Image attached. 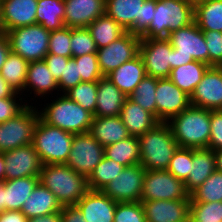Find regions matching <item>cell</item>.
Segmentation results:
<instances>
[{
  "label": "cell",
  "instance_id": "e575fe53",
  "mask_svg": "<svg viewBox=\"0 0 222 222\" xmlns=\"http://www.w3.org/2000/svg\"><path fill=\"white\" fill-rule=\"evenodd\" d=\"M104 156L125 167L140 163V147L136 136H129L104 147Z\"/></svg>",
  "mask_w": 222,
  "mask_h": 222
},
{
  "label": "cell",
  "instance_id": "91938a15",
  "mask_svg": "<svg viewBox=\"0 0 222 222\" xmlns=\"http://www.w3.org/2000/svg\"><path fill=\"white\" fill-rule=\"evenodd\" d=\"M216 170L222 172V149L214 151Z\"/></svg>",
  "mask_w": 222,
  "mask_h": 222
},
{
  "label": "cell",
  "instance_id": "d590c367",
  "mask_svg": "<svg viewBox=\"0 0 222 222\" xmlns=\"http://www.w3.org/2000/svg\"><path fill=\"white\" fill-rule=\"evenodd\" d=\"M87 28L95 41L97 49L108 46L126 32L106 13L93 21Z\"/></svg>",
  "mask_w": 222,
  "mask_h": 222
},
{
  "label": "cell",
  "instance_id": "94428289",
  "mask_svg": "<svg viewBox=\"0 0 222 222\" xmlns=\"http://www.w3.org/2000/svg\"><path fill=\"white\" fill-rule=\"evenodd\" d=\"M5 181V158L3 153H0V182Z\"/></svg>",
  "mask_w": 222,
  "mask_h": 222
},
{
  "label": "cell",
  "instance_id": "7a4b0ae2",
  "mask_svg": "<svg viewBox=\"0 0 222 222\" xmlns=\"http://www.w3.org/2000/svg\"><path fill=\"white\" fill-rule=\"evenodd\" d=\"M211 110L190 106L167 123L179 147L209 149Z\"/></svg>",
  "mask_w": 222,
  "mask_h": 222
},
{
  "label": "cell",
  "instance_id": "d6a6232c",
  "mask_svg": "<svg viewBox=\"0 0 222 222\" xmlns=\"http://www.w3.org/2000/svg\"><path fill=\"white\" fill-rule=\"evenodd\" d=\"M65 17L64 0H38L36 24L42 25L48 31L62 29Z\"/></svg>",
  "mask_w": 222,
  "mask_h": 222
},
{
  "label": "cell",
  "instance_id": "816d5d0a",
  "mask_svg": "<svg viewBox=\"0 0 222 222\" xmlns=\"http://www.w3.org/2000/svg\"><path fill=\"white\" fill-rule=\"evenodd\" d=\"M156 8V0H145L142 5L141 18L129 30L131 34L141 36L153 19V11Z\"/></svg>",
  "mask_w": 222,
  "mask_h": 222
},
{
  "label": "cell",
  "instance_id": "484cf974",
  "mask_svg": "<svg viewBox=\"0 0 222 222\" xmlns=\"http://www.w3.org/2000/svg\"><path fill=\"white\" fill-rule=\"evenodd\" d=\"M62 205L54 194L41 182L37 184L25 200L21 212L28 218H35L55 212H61Z\"/></svg>",
  "mask_w": 222,
  "mask_h": 222
},
{
  "label": "cell",
  "instance_id": "ee69618b",
  "mask_svg": "<svg viewBox=\"0 0 222 222\" xmlns=\"http://www.w3.org/2000/svg\"><path fill=\"white\" fill-rule=\"evenodd\" d=\"M167 170L183 182L188 178L191 171V149L178 147Z\"/></svg>",
  "mask_w": 222,
  "mask_h": 222
},
{
  "label": "cell",
  "instance_id": "d4e9b609",
  "mask_svg": "<svg viewBox=\"0 0 222 222\" xmlns=\"http://www.w3.org/2000/svg\"><path fill=\"white\" fill-rule=\"evenodd\" d=\"M145 76V67L138 55L133 60L121 64L106 77L129 97Z\"/></svg>",
  "mask_w": 222,
  "mask_h": 222
},
{
  "label": "cell",
  "instance_id": "6125c7cd",
  "mask_svg": "<svg viewBox=\"0 0 222 222\" xmlns=\"http://www.w3.org/2000/svg\"><path fill=\"white\" fill-rule=\"evenodd\" d=\"M4 211V181L0 182V212Z\"/></svg>",
  "mask_w": 222,
  "mask_h": 222
},
{
  "label": "cell",
  "instance_id": "681fc988",
  "mask_svg": "<svg viewBox=\"0 0 222 222\" xmlns=\"http://www.w3.org/2000/svg\"><path fill=\"white\" fill-rule=\"evenodd\" d=\"M80 82H82V80L81 76L79 75L78 63L71 58L67 62V65H65L63 74L57 80L59 93L65 94L71 88L77 86Z\"/></svg>",
  "mask_w": 222,
  "mask_h": 222
},
{
  "label": "cell",
  "instance_id": "f907efd6",
  "mask_svg": "<svg viewBox=\"0 0 222 222\" xmlns=\"http://www.w3.org/2000/svg\"><path fill=\"white\" fill-rule=\"evenodd\" d=\"M210 126L209 149L220 150L222 149V110H211Z\"/></svg>",
  "mask_w": 222,
  "mask_h": 222
},
{
  "label": "cell",
  "instance_id": "52a82bcc",
  "mask_svg": "<svg viewBox=\"0 0 222 222\" xmlns=\"http://www.w3.org/2000/svg\"><path fill=\"white\" fill-rule=\"evenodd\" d=\"M167 39L173 48L171 69L193 61L209 65V53L203 31L195 22L173 31Z\"/></svg>",
  "mask_w": 222,
  "mask_h": 222
},
{
  "label": "cell",
  "instance_id": "ba28073f",
  "mask_svg": "<svg viewBox=\"0 0 222 222\" xmlns=\"http://www.w3.org/2000/svg\"><path fill=\"white\" fill-rule=\"evenodd\" d=\"M40 118L36 105H27L14 118L0 124V153L32 144Z\"/></svg>",
  "mask_w": 222,
  "mask_h": 222
},
{
  "label": "cell",
  "instance_id": "83f0119b",
  "mask_svg": "<svg viewBox=\"0 0 222 222\" xmlns=\"http://www.w3.org/2000/svg\"><path fill=\"white\" fill-rule=\"evenodd\" d=\"M120 117L131 136H140L151 130L159 121L149 111L126 99Z\"/></svg>",
  "mask_w": 222,
  "mask_h": 222
},
{
  "label": "cell",
  "instance_id": "7402d4cb",
  "mask_svg": "<svg viewBox=\"0 0 222 222\" xmlns=\"http://www.w3.org/2000/svg\"><path fill=\"white\" fill-rule=\"evenodd\" d=\"M65 27H88L93 21L105 14L106 0H64Z\"/></svg>",
  "mask_w": 222,
  "mask_h": 222
},
{
  "label": "cell",
  "instance_id": "be15d7a7",
  "mask_svg": "<svg viewBox=\"0 0 222 222\" xmlns=\"http://www.w3.org/2000/svg\"><path fill=\"white\" fill-rule=\"evenodd\" d=\"M193 5H197L201 2L207 1V0H189Z\"/></svg>",
  "mask_w": 222,
  "mask_h": 222
},
{
  "label": "cell",
  "instance_id": "7bdbcfd3",
  "mask_svg": "<svg viewBox=\"0 0 222 222\" xmlns=\"http://www.w3.org/2000/svg\"><path fill=\"white\" fill-rule=\"evenodd\" d=\"M78 63L79 75L82 82H98L103 76L98 63L97 53L73 57Z\"/></svg>",
  "mask_w": 222,
  "mask_h": 222
},
{
  "label": "cell",
  "instance_id": "f1b7e54d",
  "mask_svg": "<svg viewBox=\"0 0 222 222\" xmlns=\"http://www.w3.org/2000/svg\"><path fill=\"white\" fill-rule=\"evenodd\" d=\"M39 176L15 178L4 181V211H21L25 200L30 196L37 184Z\"/></svg>",
  "mask_w": 222,
  "mask_h": 222
},
{
  "label": "cell",
  "instance_id": "cb8c5ba5",
  "mask_svg": "<svg viewBox=\"0 0 222 222\" xmlns=\"http://www.w3.org/2000/svg\"><path fill=\"white\" fill-rule=\"evenodd\" d=\"M216 170L214 151L208 148L191 149V171L184 181L185 188L191 194Z\"/></svg>",
  "mask_w": 222,
  "mask_h": 222
},
{
  "label": "cell",
  "instance_id": "b9f144b4",
  "mask_svg": "<svg viewBox=\"0 0 222 222\" xmlns=\"http://www.w3.org/2000/svg\"><path fill=\"white\" fill-rule=\"evenodd\" d=\"M70 48L72 58L84 54L97 53V46L87 27L71 28Z\"/></svg>",
  "mask_w": 222,
  "mask_h": 222
},
{
  "label": "cell",
  "instance_id": "2e32d148",
  "mask_svg": "<svg viewBox=\"0 0 222 222\" xmlns=\"http://www.w3.org/2000/svg\"><path fill=\"white\" fill-rule=\"evenodd\" d=\"M58 94H60L58 83L49 71L46 62L44 60L29 62L25 80V103L36 105V103H40V99L43 100Z\"/></svg>",
  "mask_w": 222,
  "mask_h": 222
},
{
  "label": "cell",
  "instance_id": "74e56055",
  "mask_svg": "<svg viewBox=\"0 0 222 222\" xmlns=\"http://www.w3.org/2000/svg\"><path fill=\"white\" fill-rule=\"evenodd\" d=\"M156 87L157 78L146 75L128 98L156 117Z\"/></svg>",
  "mask_w": 222,
  "mask_h": 222
},
{
  "label": "cell",
  "instance_id": "9c48e42d",
  "mask_svg": "<svg viewBox=\"0 0 222 222\" xmlns=\"http://www.w3.org/2000/svg\"><path fill=\"white\" fill-rule=\"evenodd\" d=\"M11 52L27 62L44 60L48 54L50 31L35 24L6 31Z\"/></svg>",
  "mask_w": 222,
  "mask_h": 222
},
{
  "label": "cell",
  "instance_id": "f35d334b",
  "mask_svg": "<svg viewBox=\"0 0 222 222\" xmlns=\"http://www.w3.org/2000/svg\"><path fill=\"white\" fill-rule=\"evenodd\" d=\"M191 202L222 201V172L215 170L190 194Z\"/></svg>",
  "mask_w": 222,
  "mask_h": 222
},
{
  "label": "cell",
  "instance_id": "4dcf8cb0",
  "mask_svg": "<svg viewBox=\"0 0 222 222\" xmlns=\"http://www.w3.org/2000/svg\"><path fill=\"white\" fill-rule=\"evenodd\" d=\"M209 67L205 63L193 61L171 69L169 79L179 89L191 96Z\"/></svg>",
  "mask_w": 222,
  "mask_h": 222
},
{
  "label": "cell",
  "instance_id": "db71d44e",
  "mask_svg": "<svg viewBox=\"0 0 222 222\" xmlns=\"http://www.w3.org/2000/svg\"><path fill=\"white\" fill-rule=\"evenodd\" d=\"M61 222H87L82 212L76 205L63 206L61 210Z\"/></svg>",
  "mask_w": 222,
  "mask_h": 222
},
{
  "label": "cell",
  "instance_id": "680465c9",
  "mask_svg": "<svg viewBox=\"0 0 222 222\" xmlns=\"http://www.w3.org/2000/svg\"><path fill=\"white\" fill-rule=\"evenodd\" d=\"M15 94L14 89L0 75V98L13 97Z\"/></svg>",
  "mask_w": 222,
  "mask_h": 222
},
{
  "label": "cell",
  "instance_id": "f546056e",
  "mask_svg": "<svg viewBox=\"0 0 222 222\" xmlns=\"http://www.w3.org/2000/svg\"><path fill=\"white\" fill-rule=\"evenodd\" d=\"M145 0H106L105 13L129 31L141 18Z\"/></svg>",
  "mask_w": 222,
  "mask_h": 222
},
{
  "label": "cell",
  "instance_id": "603a6c76",
  "mask_svg": "<svg viewBox=\"0 0 222 222\" xmlns=\"http://www.w3.org/2000/svg\"><path fill=\"white\" fill-rule=\"evenodd\" d=\"M128 97L106 76L98 81L97 102L94 117L120 116Z\"/></svg>",
  "mask_w": 222,
  "mask_h": 222
},
{
  "label": "cell",
  "instance_id": "f5cc1de1",
  "mask_svg": "<svg viewBox=\"0 0 222 222\" xmlns=\"http://www.w3.org/2000/svg\"><path fill=\"white\" fill-rule=\"evenodd\" d=\"M71 58L63 57L60 55H54L48 53L44 61L46 62L49 71L53 75L54 79L57 81L64 72L65 65Z\"/></svg>",
  "mask_w": 222,
  "mask_h": 222
},
{
  "label": "cell",
  "instance_id": "6f0895ef",
  "mask_svg": "<svg viewBox=\"0 0 222 222\" xmlns=\"http://www.w3.org/2000/svg\"><path fill=\"white\" fill-rule=\"evenodd\" d=\"M28 222H61V212L31 218Z\"/></svg>",
  "mask_w": 222,
  "mask_h": 222
},
{
  "label": "cell",
  "instance_id": "bcb514c9",
  "mask_svg": "<svg viewBox=\"0 0 222 222\" xmlns=\"http://www.w3.org/2000/svg\"><path fill=\"white\" fill-rule=\"evenodd\" d=\"M114 222H146L142 202H117Z\"/></svg>",
  "mask_w": 222,
  "mask_h": 222
},
{
  "label": "cell",
  "instance_id": "30bf717a",
  "mask_svg": "<svg viewBox=\"0 0 222 222\" xmlns=\"http://www.w3.org/2000/svg\"><path fill=\"white\" fill-rule=\"evenodd\" d=\"M189 197L184 182L168 170H146L140 201L180 200Z\"/></svg>",
  "mask_w": 222,
  "mask_h": 222
},
{
  "label": "cell",
  "instance_id": "9a60e30c",
  "mask_svg": "<svg viewBox=\"0 0 222 222\" xmlns=\"http://www.w3.org/2000/svg\"><path fill=\"white\" fill-rule=\"evenodd\" d=\"M156 119L168 122L191 106L190 96L179 89L169 78H157Z\"/></svg>",
  "mask_w": 222,
  "mask_h": 222
},
{
  "label": "cell",
  "instance_id": "11a10c76",
  "mask_svg": "<svg viewBox=\"0 0 222 222\" xmlns=\"http://www.w3.org/2000/svg\"><path fill=\"white\" fill-rule=\"evenodd\" d=\"M0 222H28V218L17 210H6L0 212Z\"/></svg>",
  "mask_w": 222,
  "mask_h": 222
},
{
  "label": "cell",
  "instance_id": "4316f807",
  "mask_svg": "<svg viewBox=\"0 0 222 222\" xmlns=\"http://www.w3.org/2000/svg\"><path fill=\"white\" fill-rule=\"evenodd\" d=\"M89 133L103 147L131 136L120 116L93 117Z\"/></svg>",
  "mask_w": 222,
  "mask_h": 222
},
{
  "label": "cell",
  "instance_id": "8d00e7d4",
  "mask_svg": "<svg viewBox=\"0 0 222 222\" xmlns=\"http://www.w3.org/2000/svg\"><path fill=\"white\" fill-rule=\"evenodd\" d=\"M124 168V165L104 156L87 177L88 188L91 190H103Z\"/></svg>",
  "mask_w": 222,
  "mask_h": 222
},
{
  "label": "cell",
  "instance_id": "5bb4252c",
  "mask_svg": "<svg viewBox=\"0 0 222 222\" xmlns=\"http://www.w3.org/2000/svg\"><path fill=\"white\" fill-rule=\"evenodd\" d=\"M145 172L140 163L125 167L102 191L116 202H140Z\"/></svg>",
  "mask_w": 222,
  "mask_h": 222
},
{
  "label": "cell",
  "instance_id": "ac0fdd59",
  "mask_svg": "<svg viewBox=\"0 0 222 222\" xmlns=\"http://www.w3.org/2000/svg\"><path fill=\"white\" fill-rule=\"evenodd\" d=\"M191 106L222 110V67L211 66L190 96Z\"/></svg>",
  "mask_w": 222,
  "mask_h": 222
},
{
  "label": "cell",
  "instance_id": "d6986e66",
  "mask_svg": "<svg viewBox=\"0 0 222 222\" xmlns=\"http://www.w3.org/2000/svg\"><path fill=\"white\" fill-rule=\"evenodd\" d=\"M141 202L146 222H190V197Z\"/></svg>",
  "mask_w": 222,
  "mask_h": 222
},
{
  "label": "cell",
  "instance_id": "3957f363",
  "mask_svg": "<svg viewBox=\"0 0 222 222\" xmlns=\"http://www.w3.org/2000/svg\"><path fill=\"white\" fill-rule=\"evenodd\" d=\"M40 182L47 187L63 206H72L89 190L87 177L66 164L43 165Z\"/></svg>",
  "mask_w": 222,
  "mask_h": 222
},
{
  "label": "cell",
  "instance_id": "7dc6e473",
  "mask_svg": "<svg viewBox=\"0 0 222 222\" xmlns=\"http://www.w3.org/2000/svg\"><path fill=\"white\" fill-rule=\"evenodd\" d=\"M209 53V66L222 67V32L203 31Z\"/></svg>",
  "mask_w": 222,
  "mask_h": 222
},
{
  "label": "cell",
  "instance_id": "836d02e7",
  "mask_svg": "<svg viewBox=\"0 0 222 222\" xmlns=\"http://www.w3.org/2000/svg\"><path fill=\"white\" fill-rule=\"evenodd\" d=\"M194 22L202 31L222 32V0H207L194 5Z\"/></svg>",
  "mask_w": 222,
  "mask_h": 222
},
{
  "label": "cell",
  "instance_id": "4fadbf2b",
  "mask_svg": "<svg viewBox=\"0 0 222 222\" xmlns=\"http://www.w3.org/2000/svg\"><path fill=\"white\" fill-rule=\"evenodd\" d=\"M104 157V147L89 132L75 134L66 165L88 177Z\"/></svg>",
  "mask_w": 222,
  "mask_h": 222
},
{
  "label": "cell",
  "instance_id": "f6af8a7d",
  "mask_svg": "<svg viewBox=\"0 0 222 222\" xmlns=\"http://www.w3.org/2000/svg\"><path fill=\"white\" fill-rule=\"evenodd\" d=\"M70 40L71 28L69 27L64 26L60 30L51 31L48 44V53L72 58Z\"/></svg>",
  "mask_w": 222,
  "mask_h": 222
},
{
  "label": "cell",
  "instance_id": "e0dca14e",
  "mask_svg": "<svg viewBox=\"0 0 222 222\" xmlns=\"http://www.w3.org/2000/svg\"><path fill=\"white\" fill-rule=\"evenodd\" d=\"M5 158V180L40 176L42 162L32 144L3 152Z\"/></svg>",
  "mask_w": 222,
  "mask_h": 222
},
{
  "label": "cell",
  "instance_id": "8992f818",
  "mask_svg": "<svg viewBox=\"0 0 222 222\" xmlns=\"http://www.w3.org/2000/svg\"><path fill=\"white\" fill-rule=\"evenodd\" d=\"M74 134L51 126L39 118L32 145L43 165L66 164L72 148Z\"/></svg>",
  "mask_w": 222,
  "mask_h": 222
},
{
  "label": "cell",
  "instance_id": "5b68a950",
  "mask_svg": "<svg viewBox=\"0 0 222 222\" xmlns=\"http://www.w3.org/2000/svg\"><path fill=\"white\" fill-rule=\"evenodd\" d=\"M194 22V5L189 0H156L153 19L140 36L147 39L168 38L173 31Z\"/></svg>",
  "mask_w": 222,
  "mask_h": 222
},
{
  "label": "cell",
  "instance_id": "6da1fadb",
  "mask_svg": "<svg viewBox=\"0 0 222 222\" xmlns=\"http://www.w3.org/2000/svg\"><path fill=\"white\" fill-rule=\"evenodd\" d=\"M40 102L36 106L39 109L40 118L45 123L74 135L89 132L93 114L65 94L48 97Z\"/></svg>",
  "mask_w": 222,
  "mask_h": 222
},
{
  "label": "cell",
  "instance_id": "ffe728a7",
  "mask_svg": "<svg viewBox=\"0 0 222 222\" xmlns=\"http://www.w3.org/2000/svg\"><path fill=\"white\" fill-rule=\"evenodd\" d=\"M38 0H2L0 30L10 31L36 24Z\"/></svg>",
  "mask_w": 222,
  "mask_h": 222
},
{
  "label": "cell",
  "instance_id": "8fae6325",
  "mask_svg": "<svg viewBox=\"0 0 222 222\" xmlns=\"http://www.w3.org/2000/svg\"><path fill=\"white\" fill-rule=\"evenodd\" d=\"M141 37L126 31L108 46L97 50L98 63L103 76H107L121 64L139 55Z\"/></svg>",
  "mask_w": 222,
  "mask_h": 222
},
{
  "label": "cell",
  "instance_id": "7c38bea8",
  "mask_svg": "<svg viewBox=\"0 0 222 222\" xmlns=\"http://www.w3.org/2000/svg\"><path fill=\"white\" fill-rule=\"evenodd\" d=\"M172 49L167 38H141L139 56L143 61L146 75L156 78H169Z\"/></svg>",
  "mask_w": 222,
  "mask_h": 222
},
{
  "label": "cell",
  "instance_id": "ab89813d",
  "mask_svg": "<svg viewBox=\"0 0 222 222\" xmlns=\"http://www.w3.org/2000/svg\"><path fill=\"white\" fill-rule=\"evenodd\" d=\"M98 82H80L65 93L71 100L82 108L95 114Z\"/></svg>",
  "mask_w": 222,
  "mask_h": 222
},
{
  "label": "cell",
  "instance_id": "9f6ffc18",
  "mask_svg": "<svg viewBox=\"0 0 222 222\" xmlns=\"http://www.w3.org/2000/svg\"><path fill=\"white\" fill-rule=\"evenodd\" d=\"M10 51V44L6 32L0 30V71Z\"/></svg>",
  "mask_w": 222,
  "mask_h": 222
},
{
  "label": "cell",
  "instance_id": "e7e4bbea",
  "mask_svg": "<svg viewBox=\"0 0 222 222\" xmlns=\"http://www.w3.org/2000/svg\"><path fill=\"white\" fill-rule=\"evenodd\" d=\"M0 9H1V1H0ZM0 23H1V10H0Z\"/></svg>",
  "mask_w": 222,
  "mask_h": 222
},
{
  "label": "cell",
  "instance_id": "277c9868",
  "mask_svg": "<svg viewBox=\"0 0 222 222\" xmlns=\"http://www.w3.org/2000/svg\"><path fill=\"white\" fill-rule=\"evenodd\" d=\"M140 164L146 170H167L179 145L167 122H159L151 130L137 137Z\"/></svg>",
  "mask_w": 222,
  "mask_h": 222
},
{
  "label": "cell",
  "instance_id": "60d3db41",
  "mask_svg": "<svg viewBox=\"0 0 222 222\" xmlns=\"http://www.w3.org/2000/svg\"><path fill=\"white\" fill-rule=\"evenodd\" d=\"M190 222H222V201L190 202Z\"/></svg>",
  "mask_w": 222,
  "mask_h": 222
},
{
  "label": "cell",
  "instance_id": "1f68e13d",
  "mask_svg": "<svg viewBox=\"0 0 222 222\" xmlns=\"http://www.w3.org/2000/svg\"><path fill=\"white\" fill-rule=\"evenodd\" d=\"M29 62L20 55L10 51L2 68L0 75L14 89L20 93L25 101V80Z\"/></svg>",
  "mask_w": 222,
  "mask_h": 222
},
{
  "label": "cell",
  "instance_id": "c3c4849f",
  "mask_svg": "<svg viewBox=\"0 0 222 222\" xmlns=\"http://www.w3.org/2000/svg\"><path fill=\"white\" fill-rule=\"evenodd\" d=\"M27 104L20 93L13 97L0 98V124L19 114Z\"/></svg>",
  "mask_w": 222,
  "mask_h": 222
},
{
  "label": "cell",
  "instance_id": "44dd1931",
  "mask_svg": "<svg viewBox=\"0 0 222 222\" xmlns=\"http://www.w3.org/2000/svg\"><path fill=\"white\" fill-rule=\"evenodd\" d=\"M117 202L102 190H91L76 203L87 222H114Z\"/></svg>",
  "mask_w": 222,
  "mask_h": 222
}]
</instances>
